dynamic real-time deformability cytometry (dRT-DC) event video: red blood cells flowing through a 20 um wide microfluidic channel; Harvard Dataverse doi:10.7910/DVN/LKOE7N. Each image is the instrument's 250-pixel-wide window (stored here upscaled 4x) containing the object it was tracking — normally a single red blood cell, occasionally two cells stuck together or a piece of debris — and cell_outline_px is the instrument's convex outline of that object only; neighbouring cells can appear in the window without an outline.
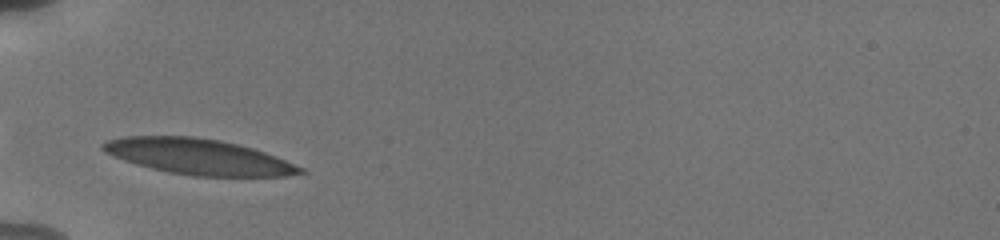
{"species": "human", "species_latin": "Homo sapiens", "temperature_condition": "cold", "stored_images_in_passage": 34, "camera_frame_rate_fps": 3000, "um_per_image_px": 0.085, "donor": {"sex": "male"}, "frame": {"image": 1, "passage_image": 1, "time_ms": 0.0, "image_size_px": [1000, 240], "cell_outline_px": [[308, 172], [288, 176], [192, 176], [168, 172], [136, 164], [112, 156], [104, 152], [100, 148], [100, 144], [108, 140], [120, 136], [196, 136], [220, 140], [252, 148], [276, 156], [304, 168]], "centroid_in_image_um": [16.85, 13.31], "position_along_channel_um": 68.2, "area_um2": 41.1}}
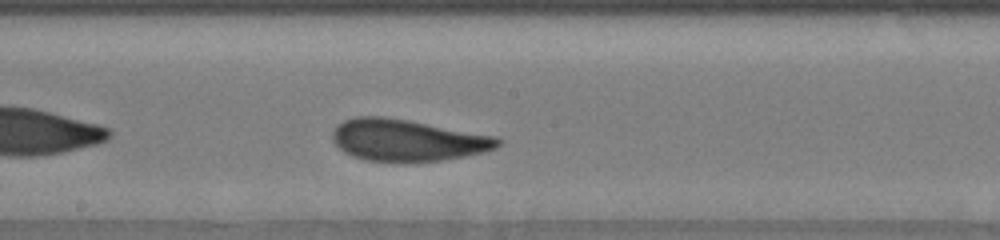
{"frame": {"image": 2, "passage_image": 13, "time_ms": 4.0, "image_size_px": [1000, 240], "cell_outline_px": [[504, 140], [496, 148], [484, 152], [464, 156], [440, 160], [404, 164], [364, 160], [352, 156], [344, 152], [332, 140], [332, 132], [336, 124], [344, 120], [356, 116], [384, 116], [408, 120], [496, 136]], "centroid_in_image_um": [34.6, 11.94], "position_along_channel_um": 213.6, "area_um2": 40.92}}
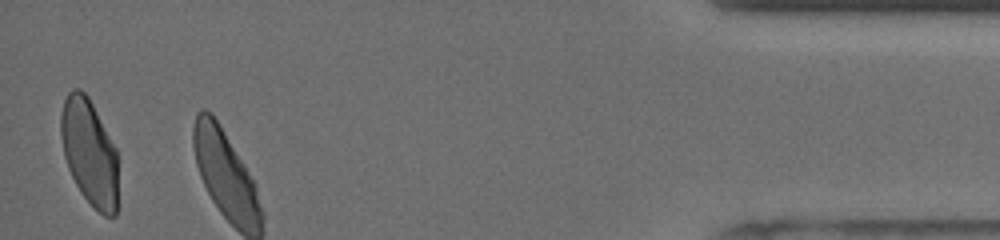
{"frame": {"image": 3, "passage_image": 33, "time_ms": 10.667, "image_size_px": [1000, 240], "cell_outline_px": [[116, 216], [104, 216], [80, 192], [68, 168], [64, 156], [60, 136], [60, 116], [64, 100], [68, 92], [72, 88], [80, 88], [88, 96], [116, 148]], "centroid_in_image_um": [7.56, 12.89], "position_along_channel_um": 427.6, "area_um2": 35.03}, "authors_computed_cell_mechanics": {"area_um2": 38.9861, "velocity_mm_per_s": 3.7716, "shape_relaxation_time_tau1_ms": 3.3748, "shape_relaxation_time_tau2_ms": 0.9079, "deformation_change_tau1": 0.1418, "deformation_change_tau2": 0.0689}}